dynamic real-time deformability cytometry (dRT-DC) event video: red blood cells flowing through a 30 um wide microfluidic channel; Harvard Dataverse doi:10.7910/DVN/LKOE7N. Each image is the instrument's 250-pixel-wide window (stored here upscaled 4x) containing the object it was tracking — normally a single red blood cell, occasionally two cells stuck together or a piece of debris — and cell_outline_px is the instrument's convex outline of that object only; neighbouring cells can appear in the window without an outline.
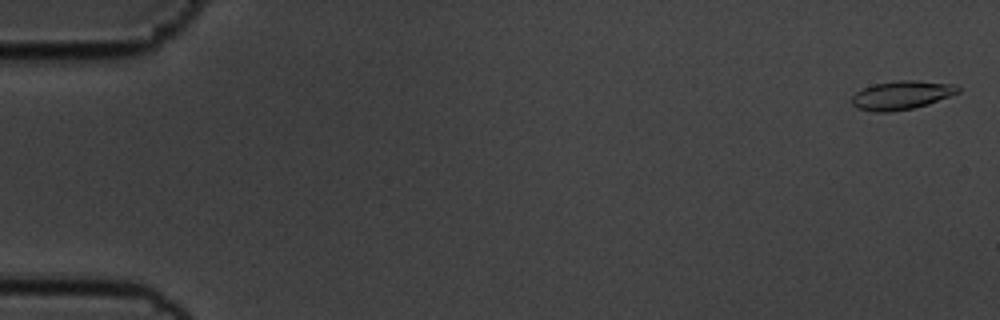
{"species": "common noctule bat (a hibernating species)", "species_latin": "Nyctalus noctula", "temperature_condition": "cold", "stored_images_in_passage": 57, "camera_frame_rate_fps": 3000, "um_per_image_px": 0.085, "animal": {"sex": "male", "body_mass_g": 19.5, "forearm_length_mm": 54.6}, "frame": {"image": 1, "passage_image": 2, "time_ms": 0.333, "image_size_px": [1000, 320], "cell_outline_px": [[960, 92], [928, 104], [912, 108], [892, 112], [876, 112], [856, 108], [852, 104], [852, 96], [856, 92], [872, 84], [896, 80], [916, 80], [956, 84], [960, 88]], "centroid_in_image_um": [76.63, 8.08], "position_along_channel_um": 8.4, "area_um2": 17.86}}
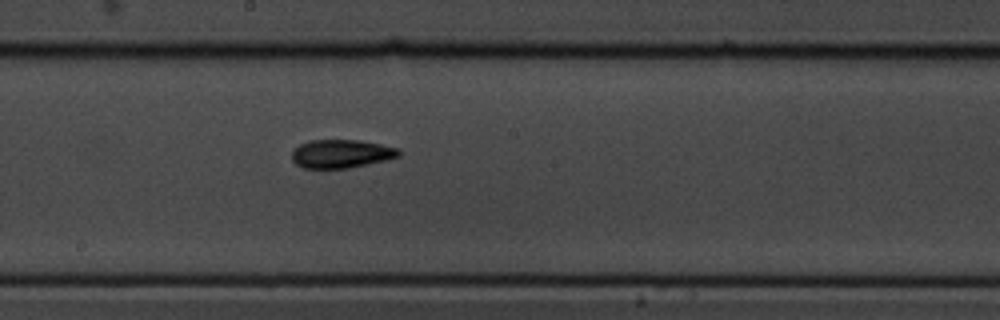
{"frame": {"image": 2, "passage_image": 32, "time_ms": 10.333, "image_size_px": [1000, 320], "cell_outline_px": [[400, 156], [388, 160], [348, 168], [304, 168], [296, 164], [292, 160], [292, 148], [308, 140], [360, 140], [400, 148]], "centroid_in_image_um": [29.01, 13.06], "position_along_channel_um": 219.2, "area_um2": 17.92}}
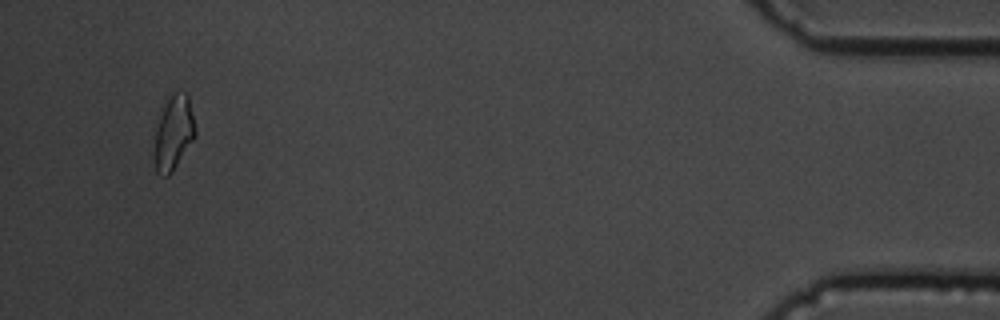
{"frame": {"image": 3, "passage_image": 55, "time_ms": 18.0, "image_size_px": [1000, 320], "cell_outline_px": [[196, 136], [172, 172], [168, 176], [164, 176], [156, 172], [156, 132], [160, 108], [164, 100], [172, 92], [184, 92], [188, 96], [196, 128]], "centroid_in_image_um": [14.77, 11.22], "position_along_channel_um": 420.4, "area_um2": 17.69}, "authors_computed_cell_mechanics": {"area_um2": 17.4556, "velocity_mm_per_s": 3.5607, "shape_relaxation_time_tau1_ms": 5.596, "shape_relaxation_time_tau2_ms": 3.6953, "deformation_change_tau1": 0.1545, "deformation_change_tau2": 0.1027}}